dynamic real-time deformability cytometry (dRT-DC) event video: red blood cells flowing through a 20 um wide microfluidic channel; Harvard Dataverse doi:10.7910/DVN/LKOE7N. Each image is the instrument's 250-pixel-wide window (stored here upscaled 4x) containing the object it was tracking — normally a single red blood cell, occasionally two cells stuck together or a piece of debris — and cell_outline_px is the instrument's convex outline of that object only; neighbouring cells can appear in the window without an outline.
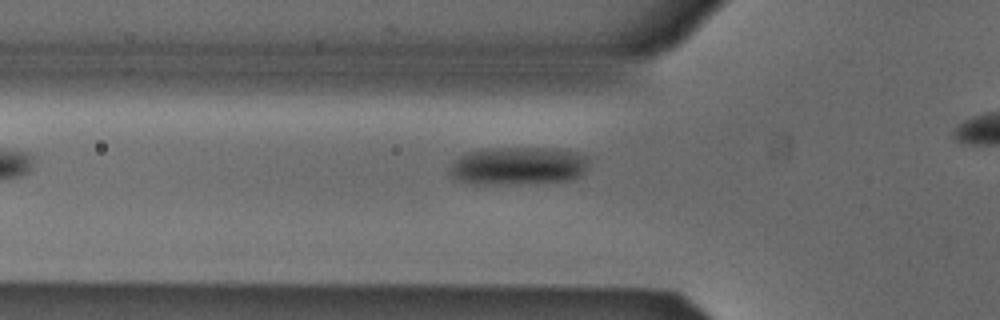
{"species": "Egyptian fruit bat (a non-hibernating species)", "species_latin": "Rousettus aegyptiacus", "temperature_condition": "cold", "stored_images_in_passage": 30, "camera_frame_rate_fps": 3000, "um_per_image_px": 0.085, "animal": {"sex": "male"}, "frame": {"image": 1, "passage_image": 3, "time_ms": 0.667, "image_size_px": [1000, 320], "cell_outline_px": [[592, 156], [584, 172], [580, 176], [568, 180], [508, 184], [476, 184], [456, 180], [448, 172], [448, 168], [460, 156], [472, 152], [508, 148], [552, 148], [576, 152]], "centroid_in_image_um": [44.1, 14.11], "position_along_channel_um": 81.7, "area_um2": 30.58}}
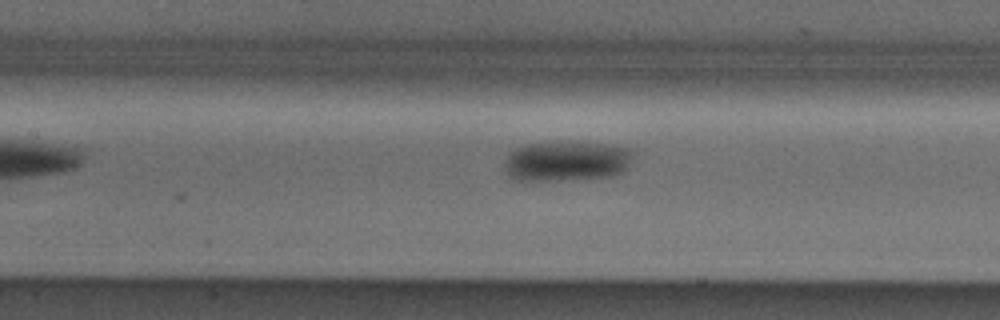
{"frame": {"image": 2, "passage_image": 9, "time_ms": 2.667, "image_size_px": [1000, 320], "cell_outline_px": [[632, 156], [628, 168], [624, 172], [612, 176], [568, 180], [512, 180], [508, 176], [504, 168], [504, 164], [508, 156], [516, 148], [528, 144], [604, 144], [624, 148], [632, 152]], "centroid_in_image_um": [48.14, 13.75], "position_along_channel_um": 159.3, "area_um2": 29.3}}
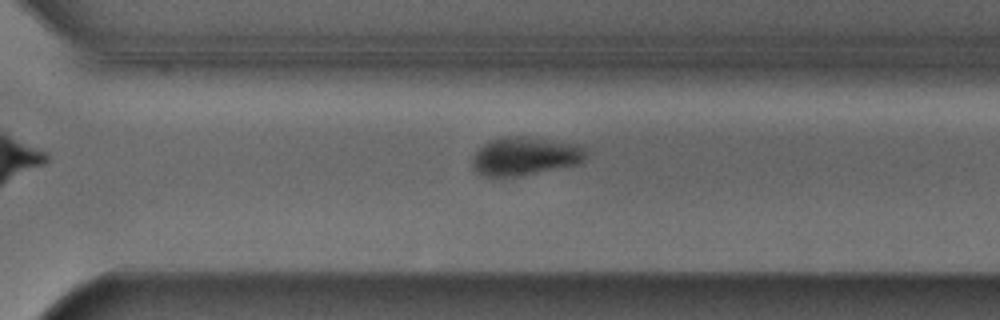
{"frame": {"image": 3, "passage_image": 22, "time_ms": 7.0, "image_size_px": [1000, 320], "cell_outline_px": [[584, 160], [580, 164], [516, 176], [488, 176], [472, 168], [472, 156], [484, 144], [500, 136], [524, 136], [580, 144], [584, 148]], "centroid_in_image_um": [44.63, 13.25], "position_along_channel_um": 326.0, "area_um2": 25.14}}